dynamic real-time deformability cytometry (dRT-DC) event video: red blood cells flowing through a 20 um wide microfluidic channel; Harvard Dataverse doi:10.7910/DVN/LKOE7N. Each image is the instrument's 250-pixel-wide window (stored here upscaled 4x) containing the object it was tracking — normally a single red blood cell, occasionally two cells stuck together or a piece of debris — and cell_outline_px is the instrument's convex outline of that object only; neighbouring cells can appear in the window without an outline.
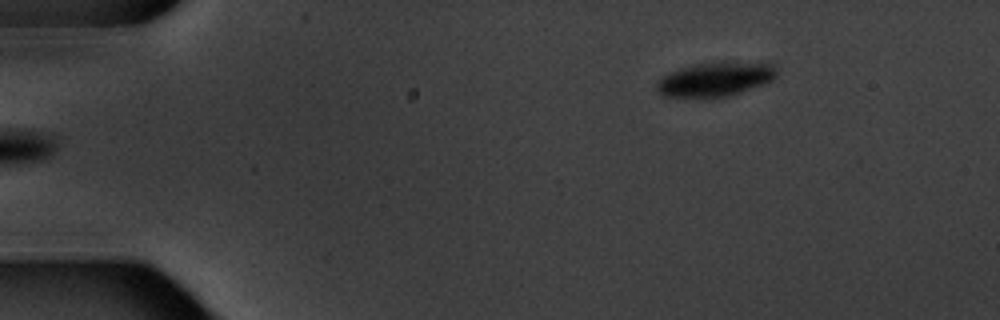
{"species": "common noctule bat (a hibernating species)", "species_latin": "Nyctalus noctula", "temperature_condition": "warm", "stored_images_in_passage": 2, "camera_frame_rate_fps": 3000, "um_per_image_px": 0.085, "animal": {"sex": "male", "body_mass_g": 20.1, "forearm_length_mm": 53.5}, "frame": {"image": 1, "passage_image": 2, "time_ms": 1.333, "image_size_px": [1000, 320], "cell_outline_px": [[776, 76], [772, 80], [764, 84], [728, 96], [704, 100], [664, 96], [656, 88], [656, 84], [664, 76], [680, 68], [696, 64], [724, 60], [776, 64]], "centroid_in_image_um": [60.82, 6.75], "position_along_channel_um": 24.2, "area_um2": 24.62}}